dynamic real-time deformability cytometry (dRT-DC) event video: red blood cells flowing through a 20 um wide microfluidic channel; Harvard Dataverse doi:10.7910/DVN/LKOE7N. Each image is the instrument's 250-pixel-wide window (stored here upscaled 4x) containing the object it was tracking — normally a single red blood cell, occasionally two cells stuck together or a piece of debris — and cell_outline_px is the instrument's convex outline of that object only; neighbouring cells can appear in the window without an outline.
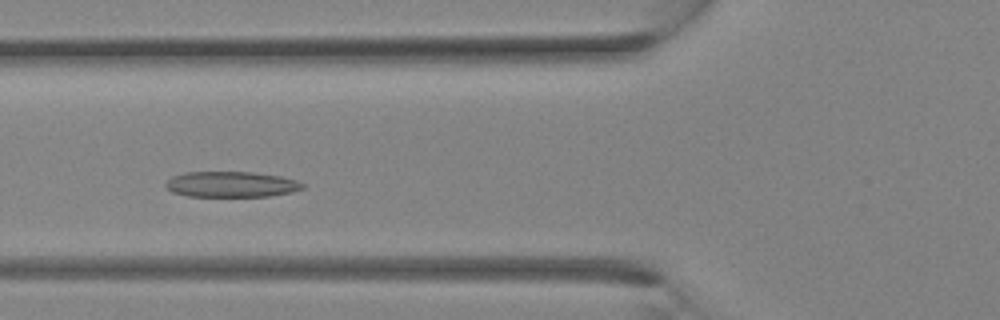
{"species": "Egyptian fruit bat (a non-hibernating species)", "species_latin": "Rousettus aegyptiacus", "temperature_condition": "room temperature", "stored_images_in_passage": 30, "camera_frame_rate_fps": 3000, "um_per_image_px": 0.085, "animal": {"sex": "female"}, "frame": {"image": 1, "passage_image": 9, "time_ms": 2.667, "image_size_px": [1000, 320], "cell_outline_px": [[304, 188], [292, 192], [268, 196], [188, 196], [172, 192], [164, 184], [172, 176], [184, 172], [252, 172], [280, 176], [296, 180], [304, 184]], "centroid_in_image_um": [19.65, 15.66], "position_along_channel_um": 106.1, "area_um2": 20.4}}
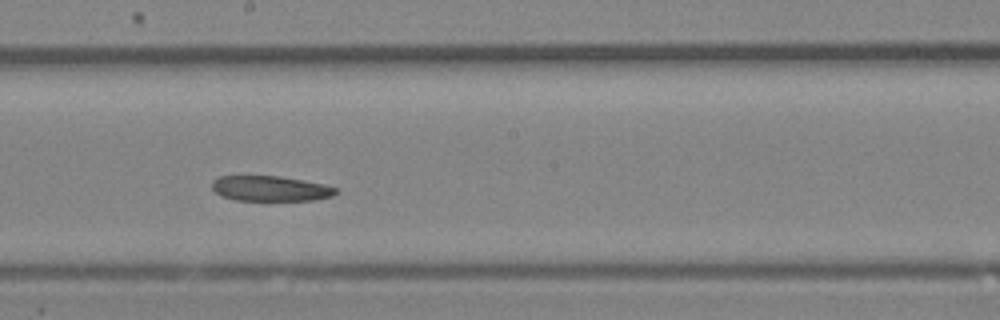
{"frame": {"image": 2, "passage_image": 15, "time_ms": 4.667, "image_size_px": [1000, 320], "cell_outline_px": [[340, 192], [332, 196], [312, 200], [236, 200], [224, 196], [216, 192], [212, 188], [212, 180], [216, 176], [280, 176], [304, 180], [324, 184], [340, 188]], "centroid_in_image_um": [23.03, 16.01], "position_along_channel_um": 225.2, "area_um2": 18.32}}
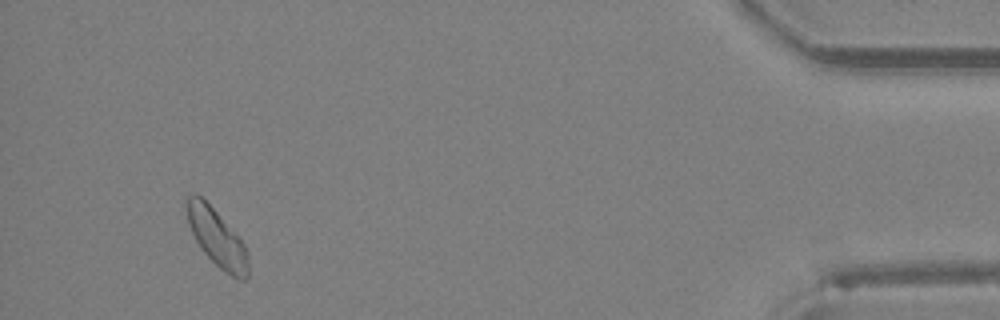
{"frame": {"image": 3, "passage_image": 28, "time_ms": 9.0, "image_size_px": [1000, 320], "cell_outline_px": [[248, 280], [240, 280], [232, 276], [220, 268], [204, 252], [196, 240], [188, 224], [184, 204], [184, 200], [192, 192], [200, 196], [240, 236], [248, 252]], "centroid_in_image_um": [18.43, 20.19], "position_along_channel_um": 416.8, "area_um2": 20.63}}